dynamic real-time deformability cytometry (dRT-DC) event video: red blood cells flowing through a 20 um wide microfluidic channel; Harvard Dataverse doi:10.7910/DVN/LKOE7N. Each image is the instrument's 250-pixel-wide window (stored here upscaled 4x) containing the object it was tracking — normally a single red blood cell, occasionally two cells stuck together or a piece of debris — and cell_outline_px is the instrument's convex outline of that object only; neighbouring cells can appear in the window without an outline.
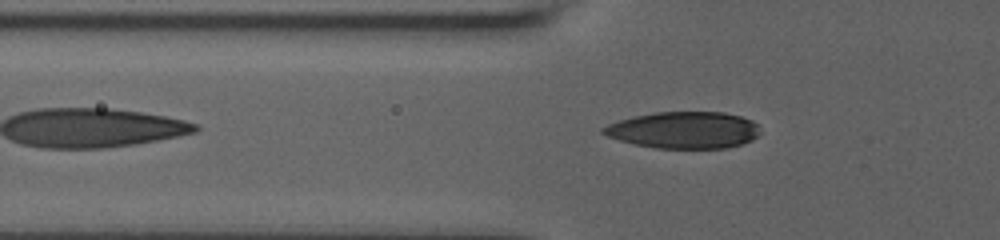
{"species": "human", "species_latin": "Homo sapiens", "temperature_condition": "room temperature", "stored_images_in_passage": 2, "camera_frame_rate_fps": 3000, "um_per_image_px": 0.085, "donor": {"sex": "male"}, "frame": {"image": 1, "passage_image": 2, "time_ms": 1.333, "image_size_px": [1000, 240], "cell_outline_px": [[760, 132], [752, 140], [728, 148], [656, 148], [636, 144], [620, 140], [608, 136], [600, 132], [600, 128], [608, 124], [632, 116], [652, 112], [724, 112], [740, 116], [752, 120], [756, 124]], "centroid_in_image_um": [58.11, 11.05], "position_along_channel_um": 67.7, "area_um2": 33.58}}